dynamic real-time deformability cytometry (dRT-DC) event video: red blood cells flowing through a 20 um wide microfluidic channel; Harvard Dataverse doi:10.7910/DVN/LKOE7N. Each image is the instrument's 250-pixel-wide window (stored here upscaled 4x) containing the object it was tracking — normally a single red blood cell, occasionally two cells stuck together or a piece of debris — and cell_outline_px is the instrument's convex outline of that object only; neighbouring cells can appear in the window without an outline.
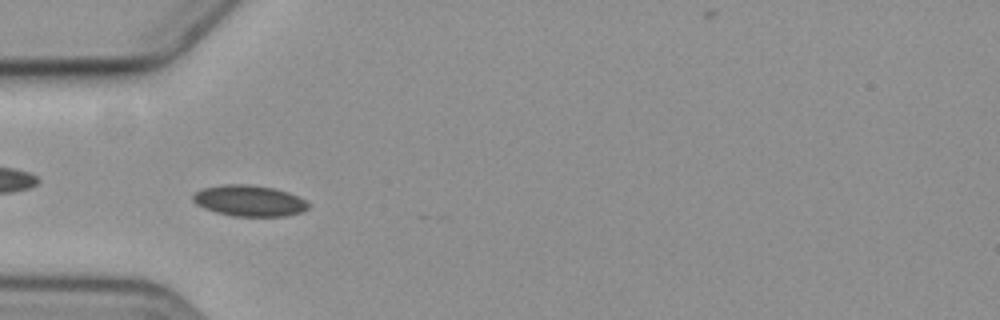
{"species": "common noctule bat (a hibernating species)", "species_latin": "Nyctalus noctula", "temperature_condition": "cold", "stored_images_in_passage": 10, "camera_frame_rate_fps": 3000, "um_per_image_px": 0.085, "animal": {"sex": "female", "body_mass_g": 19.3, "forearm_length_mm": 54.1}, "frame": {"image": 1, "passage_image": 4, "time_ms": 4.333, "image_size_px": [1000, 320], "cell_outline_px": [[308, 208], [300, 212], [288, 216], [232, 216], [216, 212], [204, 208], [196, 204], [192, 200], [192, 196], [196, 192], [204, 188], [224, 184], [248, 184], [272, 188], [288, 192], [304, 200], [308, 204]], "centroid_in_image_um": [21.16, 17.07], "position_along_channel_um": 63.8, "area_um2": 20.69}}
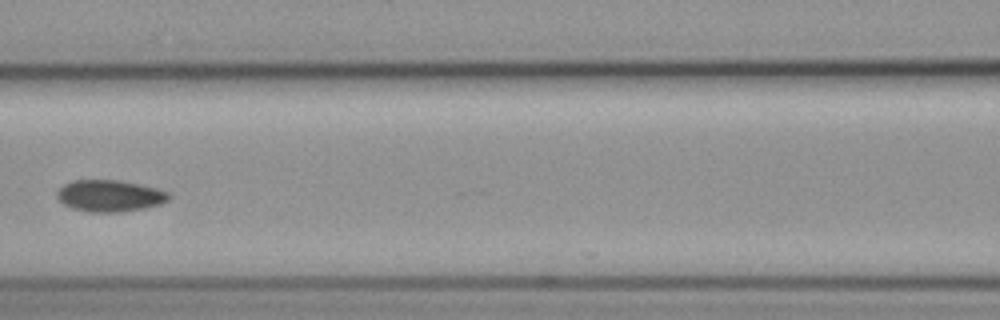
{"frame": {"image": 2, "passage_image": 6, "time_ms": 7.0, "image_size_px": [1000, 320], "cell_outline_px": [[172, 196], [168, 200], [160, 204], [144, 208], [124, 212], [84, 212], [72, 208], [64, 204], [56, 196], [56, 192], [64, 184], [72, 180], [120, 180], [140, 184], [156, 188], [168, 192]], "centroid_in_image_um": [9.33, 16.65], "position_along_channel_um": 157.3, "area_um2": 20.81}}
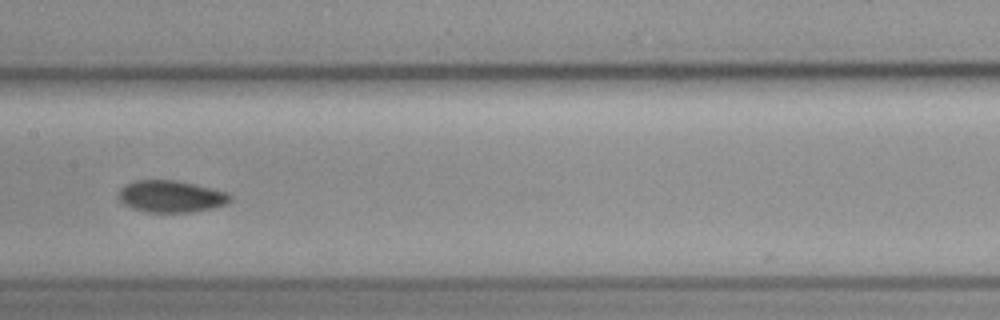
{"frame": {"image": 3, "passage_image": 7, "time_ms": 8.0, "image_size_px": [1000, 320], "cell_outline_px": [[232, 200], [228, 204], [216, 208], [192, 212], [148, 212], [132, 208], [124, 204], [120, 200], [120, 188], [136, 180], [176, 180], [228, 192], [232, 196]], "centroid_in_image_um": [14.61, 16.7], "position_along_channel_um": 192.8, "area_um2": 20.75}}